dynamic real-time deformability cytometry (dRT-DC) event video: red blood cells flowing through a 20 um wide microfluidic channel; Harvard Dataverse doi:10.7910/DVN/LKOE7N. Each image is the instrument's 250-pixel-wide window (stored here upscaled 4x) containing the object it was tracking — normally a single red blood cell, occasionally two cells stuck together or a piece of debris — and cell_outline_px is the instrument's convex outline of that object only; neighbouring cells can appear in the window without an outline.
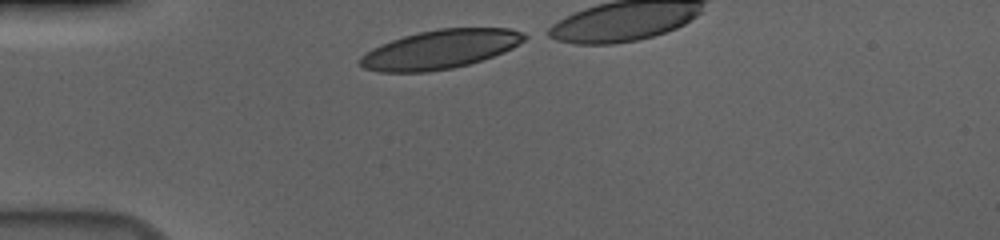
{"species": "human", "species_latin": "Homo sapiens", "temperature_condition": "cold", "stored_images_in_passage": 18, "camera_frame_rate_fps": 3000, "um_per_image_px": 0.085, "donor": {"sex": "male"}, "frame": {"image": 1, "passage_image": 1, "time_ms": 0.0, "image_size_px": [1000, 240], "cell_outline_px": [[532, 36], [512, 48], [504, 52], [468, 64], [452, 68], [428, 72], [380, 72], [364, 68], [360, 64], [360, 56], [372, 48], [392, 40], [404, 36], [420, 32], [440, 28], [508, 28], [524, 32]], "centroid_in_image_um": [37.45, 4.19], "position_along_channel_um": 47.5, "area_um2": 37.17}}
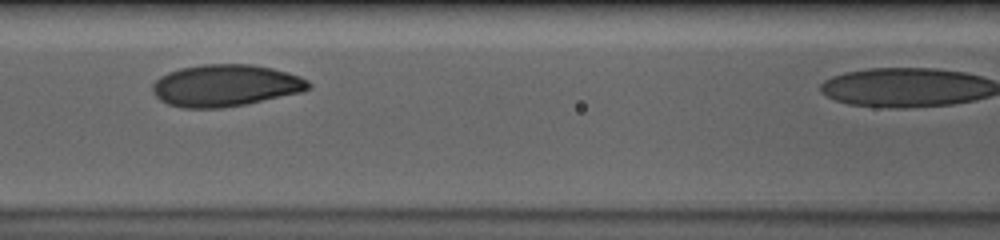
{"frame": {"image": 2, "passage_image": 11, "time_ms": 3.333, "image_size_px": [1000, 240], "cell_outline_px": [[312, 84], [308, 88], [300, 92], [244, 104], [224, 108], [184, 108], [168, 104], [160, 100], [152, 92], [152, 84], [160, 76], [168, 72], [180, 68], [204, 64], [252, 64], [272, 68], [300, 76], [308, 80]], "centroid_in_image_um": [19.13, 7.26], "position_along_channel_um": 147.5, "area_um2": 37.97}}